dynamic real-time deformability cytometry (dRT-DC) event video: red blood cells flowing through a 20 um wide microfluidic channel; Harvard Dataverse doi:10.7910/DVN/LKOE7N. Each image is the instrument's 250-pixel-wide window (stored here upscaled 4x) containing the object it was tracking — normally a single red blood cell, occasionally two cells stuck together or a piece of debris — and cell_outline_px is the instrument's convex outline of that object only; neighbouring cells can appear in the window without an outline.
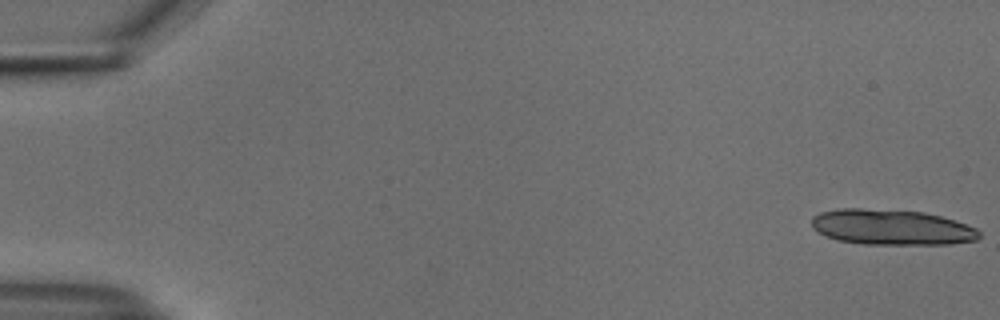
{"species": "common noctule bat (a hibernating species)", "species_latin": "Nyctalus noctula", "temperature_condition": "cold", "stored_images_in_passage": 17, "camera_frame_rate_fps": 3000, "um_per_image_px": 0.085, "animal": {"sex": "male", "body_mass_g": 18.8}, "frame": {"image": 1, "passage_image": 1, "time_ms": 0.0, "image_size_px": [1000, 320], "cell_outline_px": [[980, 236], [976, 240], [948, 244], [864, 244], [836, 240], [824, 236], [812, 228], [812, 216], [820, 212], [840, 208], [860, 208], [924, 212], [956, 220], [976, 228], [980, 232]], "centroid_in_image_um": [75.75, 19.31], "position_along_channel_um": 9.2, "area_um2": 34.8}}